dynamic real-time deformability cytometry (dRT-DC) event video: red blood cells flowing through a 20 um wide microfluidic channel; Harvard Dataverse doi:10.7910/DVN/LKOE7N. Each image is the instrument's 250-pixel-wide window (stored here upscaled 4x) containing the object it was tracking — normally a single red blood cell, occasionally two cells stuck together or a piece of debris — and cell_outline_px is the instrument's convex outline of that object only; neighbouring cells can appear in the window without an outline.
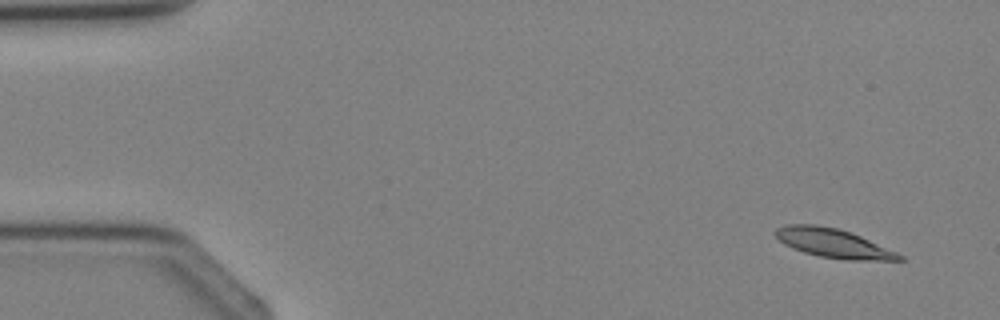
{"species": "Egyptian fruit bat (a non-hibernating species)", "species_latin": "Rousettus aegyptiacus", "temperature_condition": "cold", "stored_images_in_passage": 2, "camera_frame_rate_fps": 3000, "um_per_image_px": 0.085, "animal": {"sex": "female"}, "frame": {"image": 1, "passage_image": 1, "time_ms": 0.0, "image_size_px": [1000, 320], "cell_outline_px": [[904, 260], [844, 260], [820, 256], [804, 252], [792, 248], [784, 244], [772, 232], [776, 228], [788, 224], [816, 224], [836, 228], [860, 236], [896, 252], [904, 256]], "centroid_in_image_um": [70.79, 20.67], "position_along_channel_um": 14.2, "area_um2": 20.75}}